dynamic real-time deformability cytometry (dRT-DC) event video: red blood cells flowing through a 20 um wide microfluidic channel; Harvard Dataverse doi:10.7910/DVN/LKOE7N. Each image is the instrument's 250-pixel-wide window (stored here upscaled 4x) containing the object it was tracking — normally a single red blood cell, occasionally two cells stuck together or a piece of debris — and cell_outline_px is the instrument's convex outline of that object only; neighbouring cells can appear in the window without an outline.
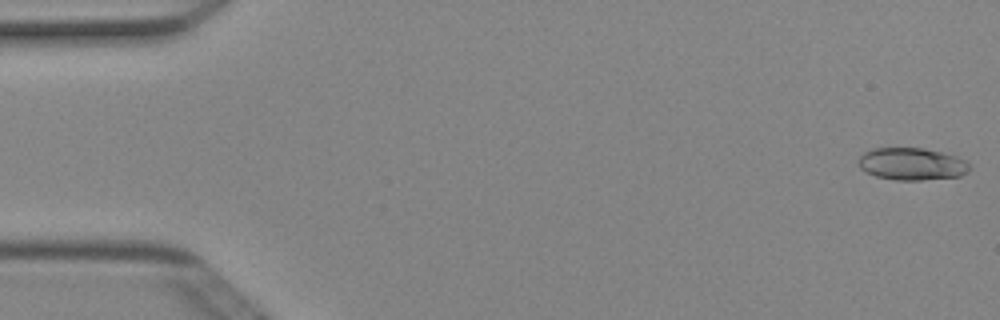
{"species": "Egyptian fruit bat (a non-hibernating species)", "species_latin": "Rousettus aegyptiacus", "temperature_condition": "cold", "stored_images_in_passage": 50, "camera_frame_rate_fps": 3000, "um_per_image_px": 0.085, "animal": {"sex": "female"}, "frame": {"image": 1, "passage_image": 1, "time_ms": 0.0, "image_size_px": [1000, 320], "cell_outline_px": [[968, 172], [960, 176], [920, 180], [896, 180], [876, 176], [864, 172], [860, 168], [856, 160], [864, 152], [872, 148], [924, 148], [944, 152], [968, 160]], "centroid_in_image_um": [77.48, 13.93], "position_along_channel_um": 7.5, "area_um2": 21.15}}
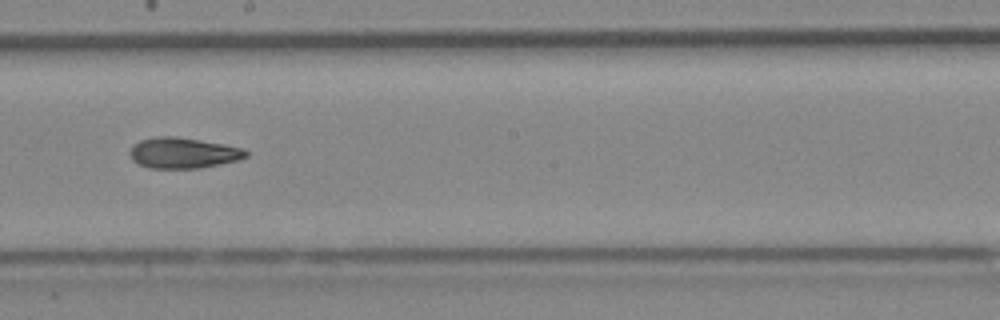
{"frame": {"image": 2, "passage_image": 28, "time_ms": 9.0, "image_size_px": [1000, 320], "cell_outline_px": [[248, 156], [240, 160], [200, 168], [148, 168], [132, 160], [128, 152], [140, 140], [156, 136], [176, 136], [224, 144], [240, 148], [248, 152]], "centroid_in_image_um": [15.57, 13.0], "position_along_channel_um": 232.6, "area_um2": 20.75}}
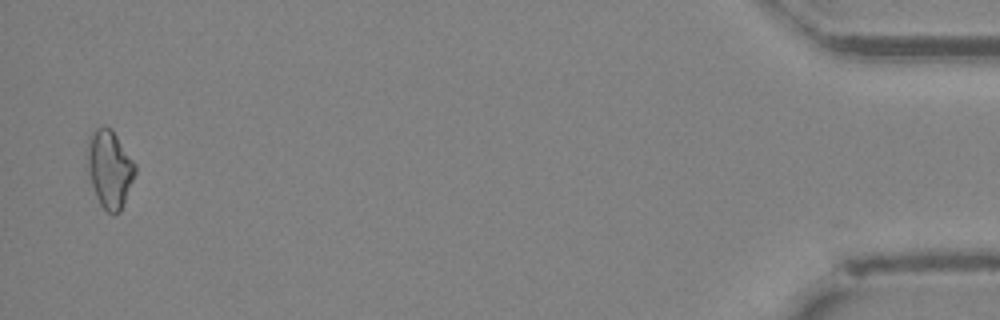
{"frame": {"image": 3, "passage_image": 49, "time_ms": 16.0, "image_size_px": [1000, 320], "cell_outline_px": [[136, 172], [120, 212], [108, 212], [100, 204], [96, 196], [84, 164], [88, 136], [96, 128], [104, 124], [112, 128], [136, 164]], "centroid_in_image_um": [9.27, 14.28], "position_along_channel_um": 425.9, "area_um2": 22.14}, "authors_computed_cell_mechanics": {"area_um2": 20.6346, "velocity_mm_per_s": 4.027, "shape_relaxation_time_tau1_ms": null, "shape_relaxation_time_tau2_ms": 8.4208, "deformation_change_tau1": null, "deformation_change_tau2": 0.1736}}